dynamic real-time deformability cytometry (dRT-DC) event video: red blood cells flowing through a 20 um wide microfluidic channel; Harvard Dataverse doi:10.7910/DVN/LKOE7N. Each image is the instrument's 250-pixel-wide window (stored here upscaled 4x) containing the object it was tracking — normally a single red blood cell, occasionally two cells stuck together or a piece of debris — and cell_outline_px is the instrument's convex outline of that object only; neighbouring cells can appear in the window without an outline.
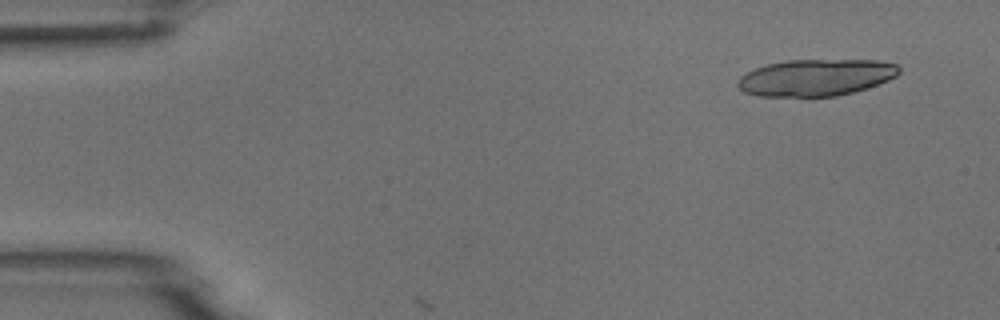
{"species": "common noctule bat (a hibernating species)", "species_latin": "Nyctalus noctula", "temperature_condition": "room temperature", "stored_images_in_passage": 3, "camera_frame_rate_fps": 3000, "um_per_image_px": 0.085, "animal": {"sex": "male", "body_mass_g": 18.8}, "frame": {"image": 1, "passage_image": 1, "time_ms": 0.0, "image_size_px": [1000, 320], "cell_outline_px": [[900, 72], [896, 76], [888, 80], [852, 92], [836, 96], [756, 96], [744, 92], [736, 84], [740, 76], [756, 68], [768, 64], [788, 60], [880, 60], [896, 64], [900, 68]], "centroid_in_image_um": [69.34, 6.58], "position_along_channel_um": 15.7, "area_um2": 34.33}}